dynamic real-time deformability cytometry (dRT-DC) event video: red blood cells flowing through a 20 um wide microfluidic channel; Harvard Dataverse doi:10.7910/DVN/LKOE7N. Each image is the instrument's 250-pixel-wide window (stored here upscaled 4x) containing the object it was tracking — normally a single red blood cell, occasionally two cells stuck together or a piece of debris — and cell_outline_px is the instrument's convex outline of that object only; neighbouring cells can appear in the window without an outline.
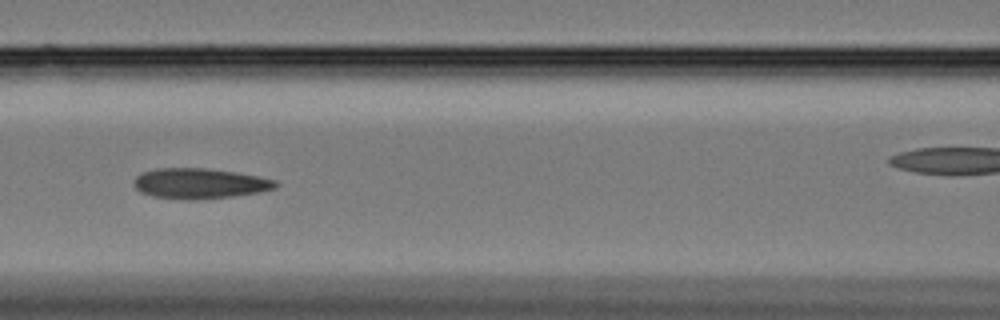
{"species": "Egyptian fruit bat (a non-hibernating species)", "species_latin": "Rousettus aegyptiacus", "temperature_condition": "cold", "stored_images_in_passage": 30, "camera_frame_rate_fps": 3000, "um_per_image_px": 0.085, "animal": {"sex": "female"}, "frame": {"image": 1, "passage_image": 9, "time_ms": 2.667, "image_size_px": [1000, 320], "cell_outline_px": [[280, 184], [276, 188], [260, 192], [232, 196], [152, 196], [140, 192], [136, 188], [136, 176], [144, 172], [156, 168], [204, 168], [232, 172], [256, 176], [276, 180]], "centroid_in_image_um": [17.03, 15.54], "position_along_channel_um": 149.6, "area_um2": 23.58}, "authors_computed_cell_mechanics": {"area_um2": 24.6228, "velocity_mm_per_s": 3.3452, "shape_relaxation_time_tau1_ms": null, "shape_relaxation_time_tau2_ms": 4.6996, "deformation_change_tau1": null, "deformation_change_tau2": 0.1086}}